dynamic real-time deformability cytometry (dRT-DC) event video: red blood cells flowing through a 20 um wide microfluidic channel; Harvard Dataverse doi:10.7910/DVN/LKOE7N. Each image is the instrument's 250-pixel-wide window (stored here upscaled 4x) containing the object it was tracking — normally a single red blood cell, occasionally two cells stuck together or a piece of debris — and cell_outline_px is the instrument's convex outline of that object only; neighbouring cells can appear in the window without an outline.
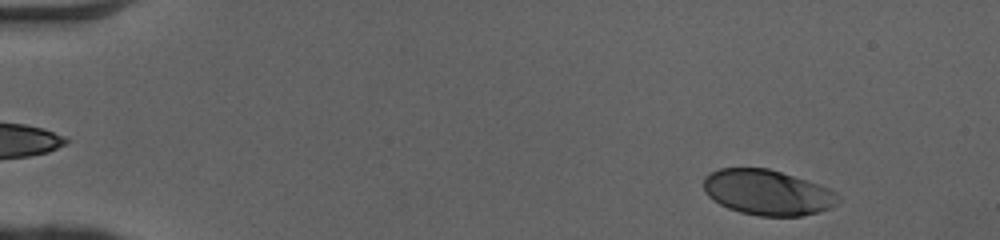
{"species": "human", "species_latin": "Homo sapiens", "temperature_condition": "cold", "stored_images_in_passage": 48, "camera_frame_rate_fps": 3000, "um_per_image_px": 0.085, "donor": {"sex": "female"}, "frame": {"image": 1, "passage_image": 3, "time_ms": 0.667, "image_size_px": [1000, 240], "cell_outline_px": [[840, 200], [832, 208], [804, 216], [760, 216], [740, 212], [728, 208], [712, 200], [704, 192], [704, 176], [720, 168], [768, 168], [828, 188], [836, 192], [840, 196]], "centroid_in_image_um": [65.23, 16.37], "position_along_channel_um": 19.8, "area_um2": 35.49}}
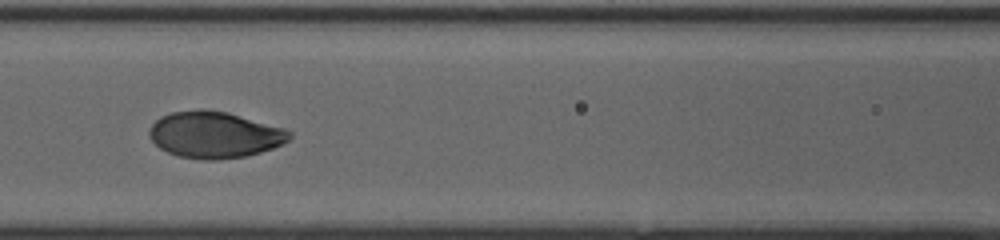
{"frame": {"image": 2, "passage_image": 21, "time_ms": 6.667, "image_size_px": [1000, 240], "cell_outline_px": [[292, 136], [288, 140], [272, 148], [260, 152], [244, 156], [220, 160], [200, 160], [176, 156], [160, 148], [148, 136], [148, 132], [152, 124], [160, 116], [172, 112], [224, 112], [284, 128], [292, 132]], "centroid_in_image_um": [18.22, 11.5], "position_along_channel_um": 148.4, "area_um2": 37.11}}
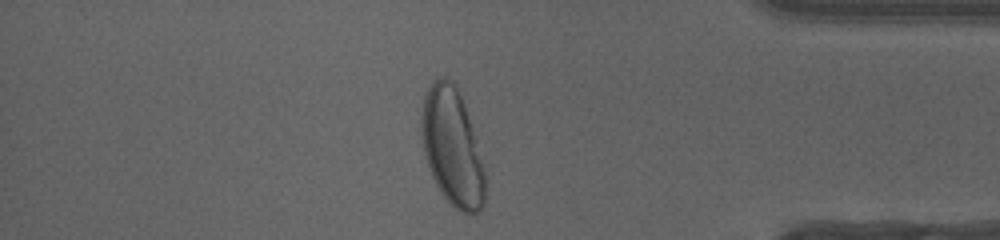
{"frame": {"image": 3, "passage_image": 41, "time_ms": 13.333, "image_size_px": [1000, 240], "cell_outline_px": [[484, 204], [480, 212], [460, 212], [444, 196], [436, 184], [432, 176], [424, 152], [420, 132], [420, 112], [424, 96], [432, 80], [440, 76], [444, 76], [452, 80], [460, 96], [468, 116], [484, 172]], "centroid_in_image_um": [38.38, 12.47], "position_along_channel_um": 396.8, "area_um2": 42.83}, "authors_computed_cell_mechanics": {"area_um2": 37.5122, "velocity_mm_per_s": 4.071, "shape_relaxation_time_tau1_ms": 2.6585, "shape_relaxation_time_tau2_ms": null, "deformation_change_tau1": 0.1595, "deformation_change_tau2": null}}